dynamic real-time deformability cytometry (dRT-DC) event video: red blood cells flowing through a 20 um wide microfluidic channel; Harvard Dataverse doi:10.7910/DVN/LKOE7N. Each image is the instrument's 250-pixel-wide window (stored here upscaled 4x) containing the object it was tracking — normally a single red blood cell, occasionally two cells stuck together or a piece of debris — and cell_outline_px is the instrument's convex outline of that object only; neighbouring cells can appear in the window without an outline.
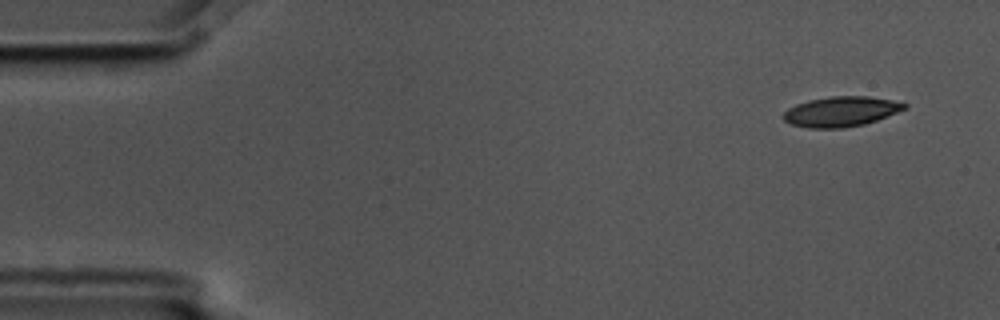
{"species": "common noctule bat (a hibernating species)", "species_latin": "Nyctalus noctula", "temperature_condition": "cold", "stored_images_in_passage": 9, "camera_frame_rate_fps": 3000, "um_per_image_px": 0.085, "animal": {"sex": "male", "body_mass_g": 17.5, "forearm_length_mm": 52.3}, "frame": {"image": 1, "passage_image": 1, "time_ms": 0.0, "image_size_px": [1000, 320], "cell_outline_px": [[908, 108], [876, 120], [864, 124], [844, 128], [808, 128], [792, 124], [784, 120], [784, 112], [788, 108], [796, 104], [808, 100], [832, 96], [868, 96], [892, 100], [908, 104]], "centroid_in_image_um": [71.5, 9.48], "position_along_channel_um": 13.5, "area_um2": 21.15}}
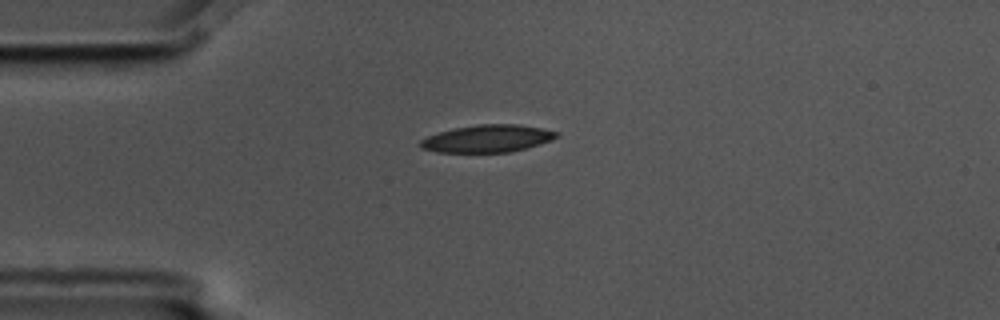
{"frame": {"image": 2, "passage_image": 4, "time_ms": 1.0, "image_size_px": [1000, 320], "cell_outline_px": [[560, 136], [552, 140], [540, 144], [508, 152], [436, 152], [420, 148], [420, 140], [428, 136], [440, 132], [456, 128], [476, 124], [516, 124], [540, 128], [560, 132]], "centroid_in_image_um": [41.45, 11.78], "position_along_channel_um": 43.6, "area_um2": 21.62}}